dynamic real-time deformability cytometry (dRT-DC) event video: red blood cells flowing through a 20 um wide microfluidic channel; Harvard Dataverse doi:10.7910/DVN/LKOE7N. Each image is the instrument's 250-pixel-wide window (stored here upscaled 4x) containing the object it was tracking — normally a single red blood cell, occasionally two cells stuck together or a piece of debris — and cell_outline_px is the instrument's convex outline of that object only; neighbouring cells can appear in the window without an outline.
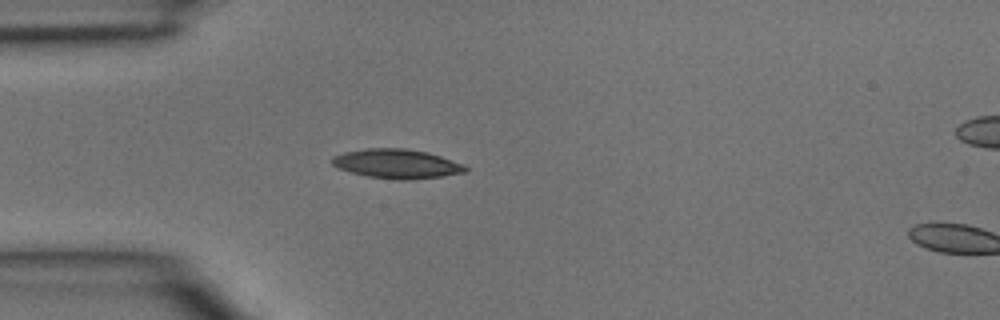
{"species": "common noctule bat (a hibernating species)", "species_latin": "Nyctalus noctula", "temperature_condition": "room temperature", "stored_images_in_passage": 4, "camera_frame_rate_fps": 3000, "um_per_image_px": 0.085, "animal": {"sex": "male", "body_mass_g": 15.6}, "frame": {"image": 1, "passage_image": 3, "time_ms": 0.667, "image_size_px": [1000, 320], "cell_outline_px": [[468, 172], [440, 176], [408, 180], [396, 180], [368, 176], [352, 172], [340, 168], [332, 164], [332, 156], [344, 152], [364, 148], [404, 148], [428, 152], [464, 164], [468, 168]], "centroid_in_image_um": [33.75, 13.91], "position_along_channel_um": 51.3, "area_um2": 22.72}}